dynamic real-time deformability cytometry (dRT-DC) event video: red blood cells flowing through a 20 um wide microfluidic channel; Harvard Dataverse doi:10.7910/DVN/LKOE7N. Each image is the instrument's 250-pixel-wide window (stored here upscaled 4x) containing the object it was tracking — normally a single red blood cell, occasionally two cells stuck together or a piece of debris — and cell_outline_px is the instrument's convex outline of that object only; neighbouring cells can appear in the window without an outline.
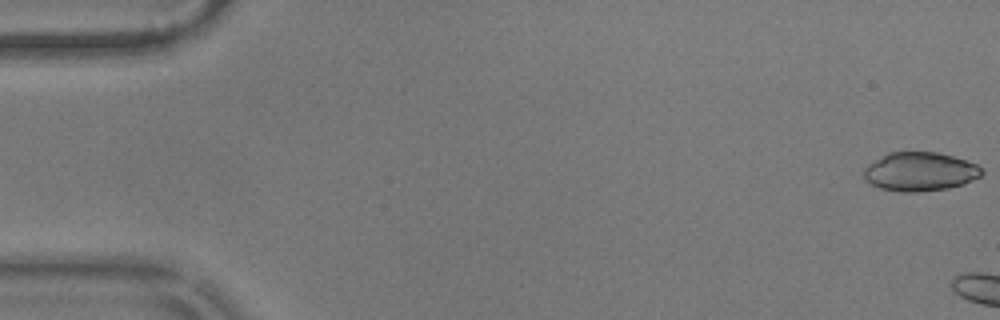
{"species": "common noctule bat (a hibernating species)", "species_latin": "Nyctalus noctula", "temperature_condition": "warm", "stored_images_in_passage": 5, "camera_frame_rate_fps": 3000, "um_per_image_px": 0.085, "animal": {"sex": "male", "body_mass_g": 17.9}, "frame": {"image": 1, "passage_image": 1, "time_ms": 0.0, "image_size_px": [1000, 320], "cell_outline_px": [[984, 172], [980, 176], [964, 184], [948, 188], [916, 192], [904, 192], [880, 188], [872, 184], [864, 176], [864, 168], [868, 164], [888, 152], [936, 152], [952, 156], [976, 164]], "centroid_in_image_um": [78.19, 14.58], "position_along_channel_um": 6.8, "area_um2": 26.41}}